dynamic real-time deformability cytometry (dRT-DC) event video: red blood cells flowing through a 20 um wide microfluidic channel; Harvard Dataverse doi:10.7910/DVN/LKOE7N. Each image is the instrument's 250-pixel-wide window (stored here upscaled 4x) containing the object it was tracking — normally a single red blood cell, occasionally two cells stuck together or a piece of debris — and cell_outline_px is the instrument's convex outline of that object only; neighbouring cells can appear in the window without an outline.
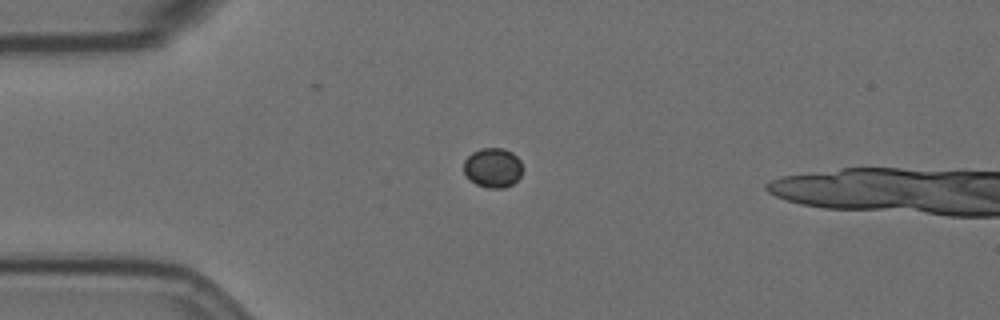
{"species": "Egyptian fruit bat (a non-hibernating species)", "species_latin": "Rousettus aegyptiacus", "temperature_condition": "room temperature", "stored_images_in_passage": 46, "camera_frame_rate_fps": 3000, "um_per_image_px": 0.085, "animal": {"sex": "female"}, "frame": {"image": 1, "passage_image": 7, "time_ms": 2.0, "image_size_px": [1000, 320], "cell_outline_px": [[524, 168], [520, 176], [512, 184], [504, 188], [488, 188], [476, 184], [464, 172], [464, 160], [472, 152], [480, 148], [504, 148], [512, 152], [520, 160]], "centroid_in_image_um": [41.92, 14.24], "position_along_channel_um": 43.1, "area_um2": 13.64}}
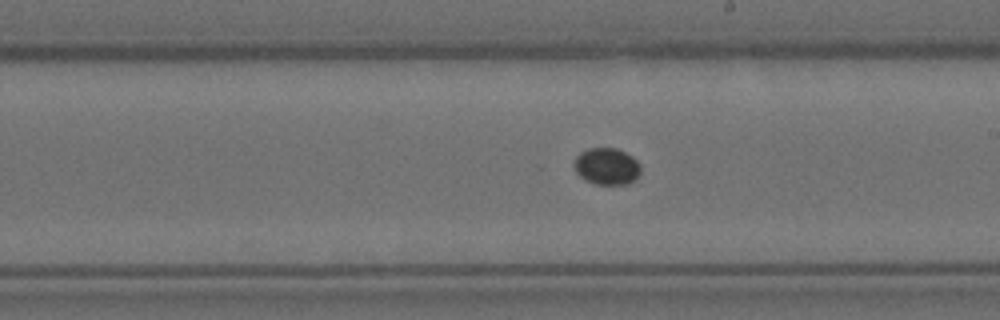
{"frame": {"image": 2, "passage_image": 25, "time_ms": 8.0, "image_size_px": [1000, 320], "cell_outline_px": [[640, 172], [636, 180], [628, 184], [596, 184], [584, 180], [576, 172], [572, 164], [576, 156], [580, 152], [588, 148], [616, 148], [632, 156], [640, 164]], "centroid_in_image_um": [51.56, 14.14], "position_along_channel_um": 237.4, "area_um2": 14.45}}
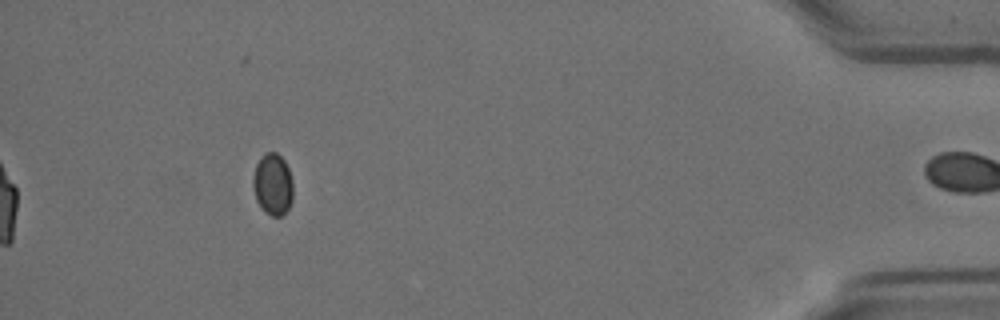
{"frame": {"image": 3, "passage_image": 45, "time_ms": 14.667, "image_size_px": [1000, 320], "cell_outline_px": [[292, 200], [288, 208], [280, 216], [272, 216], [256, 200], [252, 188], [252, 176], [256, 164], [264, 152], [276, 152], [284, 160], [288, 168], [292, 180]], "centroid_in_image_um": [23.16, 15.62], "position_along_channel_um": 412.0, "area_um2": 14.28}}